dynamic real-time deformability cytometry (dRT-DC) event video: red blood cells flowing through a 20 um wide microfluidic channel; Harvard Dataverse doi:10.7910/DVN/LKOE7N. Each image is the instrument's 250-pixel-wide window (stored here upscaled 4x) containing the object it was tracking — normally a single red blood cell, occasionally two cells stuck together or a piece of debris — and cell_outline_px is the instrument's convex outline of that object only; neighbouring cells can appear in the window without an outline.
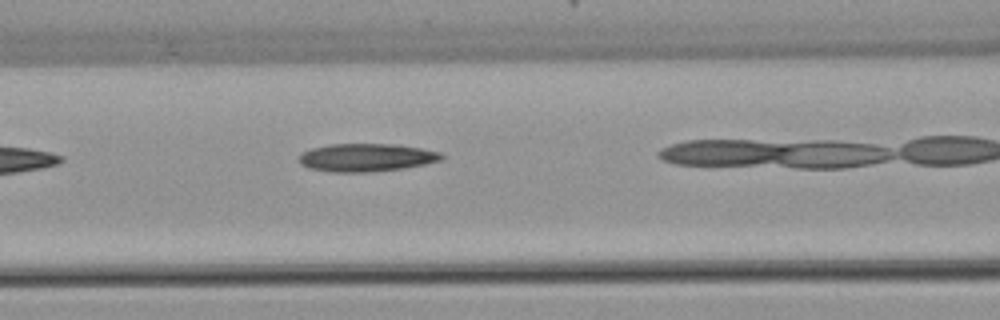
{"species": "common noctule bat (a hibernating species)", "species_latin": "Nyctalus noctula", "temperature_condition": "warm", "stored_images_in_passage": 6, "camera_frame_rate_fps": 3000, "um_per_image_px": 0.085, "animal": {"sex": "female", "body_mass_g": 22.7, "forearm_length_mm": 54.2}, "frame": {"image": 1, "passage_image": 5, "time_ms": 5.0, "image_size_px": [1000, 320], "cell_outline_px": [[444, 160], [404, 168], [372, 172], [332, 172], [308, 168], [300, 164], [300, 152], [312, 148], [332, 144], [396, 144], [420, 148], [440, 152], [444, 156]], "centroid_in_image_um": [31.15, 13.39], "position_along_channel_um": 135.5, "area_um2": 23.35}}